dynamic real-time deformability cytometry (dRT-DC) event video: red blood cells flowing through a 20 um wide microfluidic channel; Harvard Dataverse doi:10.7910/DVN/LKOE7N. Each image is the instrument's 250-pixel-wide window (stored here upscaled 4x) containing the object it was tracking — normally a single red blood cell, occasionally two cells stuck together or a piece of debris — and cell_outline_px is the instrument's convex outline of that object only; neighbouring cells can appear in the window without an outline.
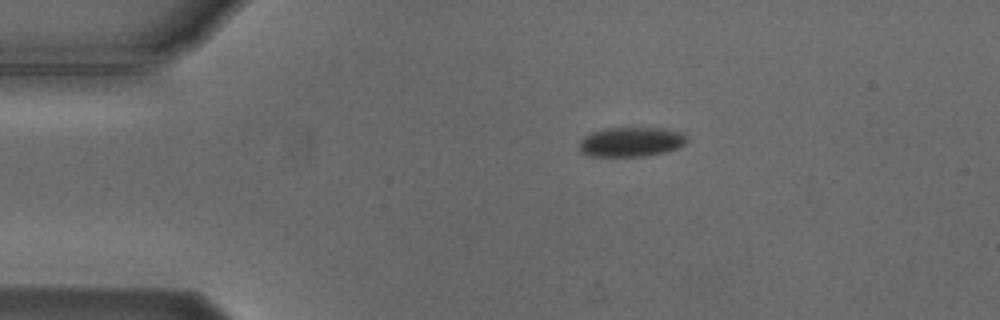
{"species": "Egyptian fruit bat (a non-hibernating species)", "species_latin": "Rousettus aegyptiacus", "temperature_condition": "cold", "stored_images_in_passage": 2, "camera_frame_rate_fps": 3000, "um_per_image_px": 0.085, "animal": {"sex": "male"}, "frame": {"image": 1, "passage_image": 1, "time_ms": 0.0, "image_size_px": [1000, 320], "cell_outline_px": [[688, 140], [684, 144], [676, 148], [664, 152], [644, 156], [592, 156], [580, 152], [580, 140], [584, 136], [592, 132], [604, 128], [664, 128], [684, 132], [688, 136]], "centroid_in_image_um": [53.67, 12.05], "position_along_channel_um": 31.3, "area_um2": 18.61}}